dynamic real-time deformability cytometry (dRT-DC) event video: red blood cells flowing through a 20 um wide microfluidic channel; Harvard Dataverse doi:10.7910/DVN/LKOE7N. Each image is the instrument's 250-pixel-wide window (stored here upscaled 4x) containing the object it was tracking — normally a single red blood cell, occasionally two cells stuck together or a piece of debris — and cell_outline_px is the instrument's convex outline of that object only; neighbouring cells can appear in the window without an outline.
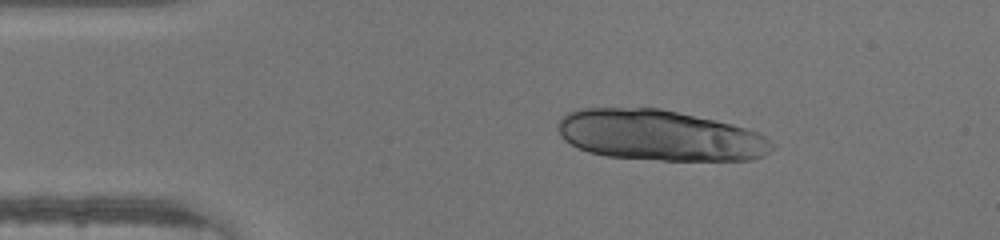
{"species": "human", "species_latin": "Homo sapiens", "temperature_condition": "warm", "stored_images_in_passage": 21, "camera_frame_rate_fps": 3000, "um_per_image_px": 0.085, "donor": {"sex": "male"}, "frame": {"image": 1, "passage_image": 7, "time_ms": 2.0, "image_size_px": [1000, 240], "cell_outline_px": [[776, 148], [764, 156], [752, 160], [664, 160], [604, 156], [588, 152], [576, 148], [564, 140], [560, 136], [556, 128], [556, 124], [568, 112], [580, 108], [660, 108], [732, 124], [748, 128], [760, 132], [776, 144]], "centroid_in_image_um": [56.09, 11.51], "position_along_channel_um": 28.9, "area_um2": 63.87}}